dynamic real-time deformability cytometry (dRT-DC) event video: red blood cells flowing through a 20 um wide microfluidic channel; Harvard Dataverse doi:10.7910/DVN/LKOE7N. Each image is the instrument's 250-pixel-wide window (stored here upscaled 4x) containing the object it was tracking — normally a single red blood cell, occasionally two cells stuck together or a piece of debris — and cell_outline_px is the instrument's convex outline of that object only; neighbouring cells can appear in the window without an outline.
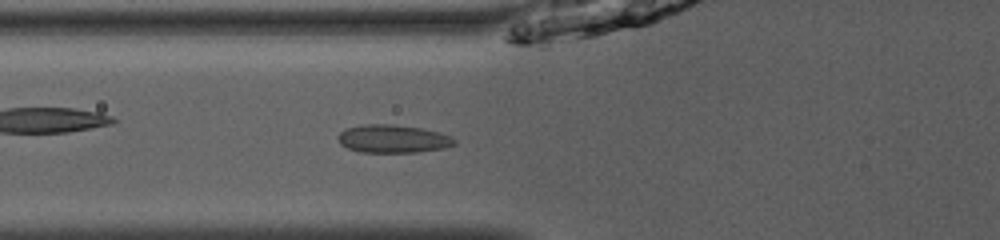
{"species": "common noctule bat (a hibernating species)", "species_latin": "Nyctalus noctula", "temperature_condition": "room temperature", "stored_images_in_passage": 37, "camera_frame_rate_fps": 3000, "um_per_image_px": 0.085, "animal": {"sex": "male", "body_mass_g": 13.0, "forearm_length_mm": 53.1}, "frame": {"image": 1, "passage_image": 6, "time_ms": 1.667, "image_size_px": [1000, 240], "cell_outline_px": [[456, 144], [444, 148], [416, 152], [360, 152], [348, 148], [340, 144], [336, 136], [340, 132], [348, 128], [364, 124], [392, 124], [420, 128], [452, 136], [456, 140]], "centroid_in_image_um": [33.38, 11.8], "position_along_channel_um": 92.4, "area_um2": 18.96}}
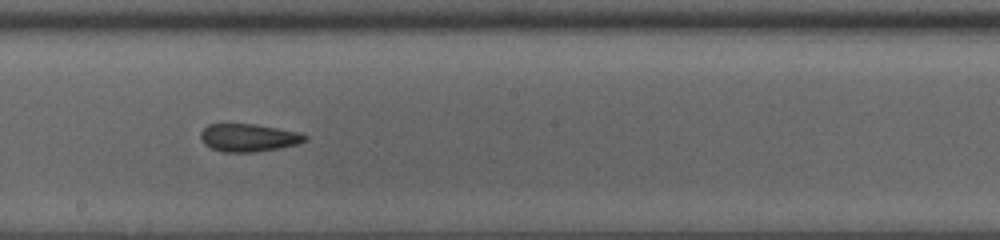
{"frame": {"image": 2, "passage_image": 16, "time_ms": 5.0, "image_size_px": [1000, 240], "cell_outline_px": [[308, 140], [296, 144], [276, 148], [252, 152], [224, 152], [212, 148], [204, 144], [200, 136], [200, 132], [208, 124], [256, 124], [300, 132], [308, 136]], "centroid_in_image_um": [21.13, 11.69], "position_along_channel_um": 227.1, "area_um2": 16.82}}
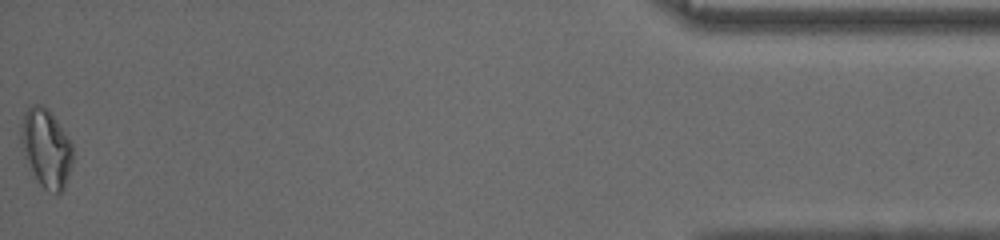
{"frame": {"image": 3, "passage_image": 37, "time_ms": 12.0, "image_size_px": [1000, 240], "cell_outline_px": [[72, 160], [68, 176], [64, 188], [56, 196], [44, 188], [40, 184], [24, 156], [20, 140], [20, 128], [24, 112], [32, 104], [40, 104], [56, 120], [72, 144]], "centroid_in_image_um": [3.9, 12.61], "position_along_channel_um": 431.3, "area_um2": 23.24}, "authors_computed_cell_mechanics": {"area_um2": 17.7446, "velocity_mm_per_s": 4.009, "shape_relaxation_time_tau1_ms": null, "shape_relaxation_time_tau2_ms": 2.5902, "deformation_change_tau1": null, "deformation_change_tau2": 0.0637}}